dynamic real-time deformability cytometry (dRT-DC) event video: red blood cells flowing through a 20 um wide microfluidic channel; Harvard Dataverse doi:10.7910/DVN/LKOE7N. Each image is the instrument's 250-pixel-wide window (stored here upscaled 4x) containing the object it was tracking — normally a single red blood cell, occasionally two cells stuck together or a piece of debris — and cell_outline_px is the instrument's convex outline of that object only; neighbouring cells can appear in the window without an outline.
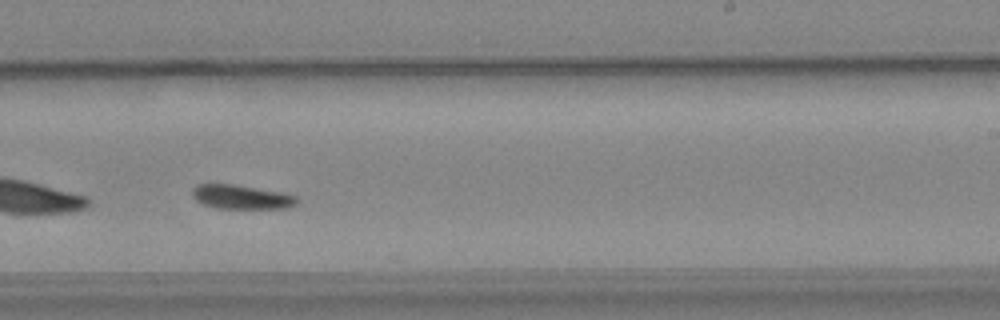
{"species": "common noctule bat (a hibernating species)", "species_latin": "Nyctalus noctula", "temperature_condition": "warm", "stored_images_in_passage": 25, "camera_frame_rate_fps": 3000, "um_per_image_px": 0.085, "animal": {"sex": "female", "body_mass_g": 24.6, "forearm_length_mm": 56.2}, "frame": {"image": 1, "passage_image": 15, "time_ms": 4.667, "image_size_px": [1000, 320], "cell_outline_px": [[300, 200], [296, 204], [288, 208], [216, 208], [204, 204], [196, 200], [192, 196], [192, 188], [196, 184], [236, 184], [280, 192], [296, 196]], "centroid_in_image_um": [20.51, 16.73], "position_along_channel_um": 268.5, "area_um2": 14.74}}